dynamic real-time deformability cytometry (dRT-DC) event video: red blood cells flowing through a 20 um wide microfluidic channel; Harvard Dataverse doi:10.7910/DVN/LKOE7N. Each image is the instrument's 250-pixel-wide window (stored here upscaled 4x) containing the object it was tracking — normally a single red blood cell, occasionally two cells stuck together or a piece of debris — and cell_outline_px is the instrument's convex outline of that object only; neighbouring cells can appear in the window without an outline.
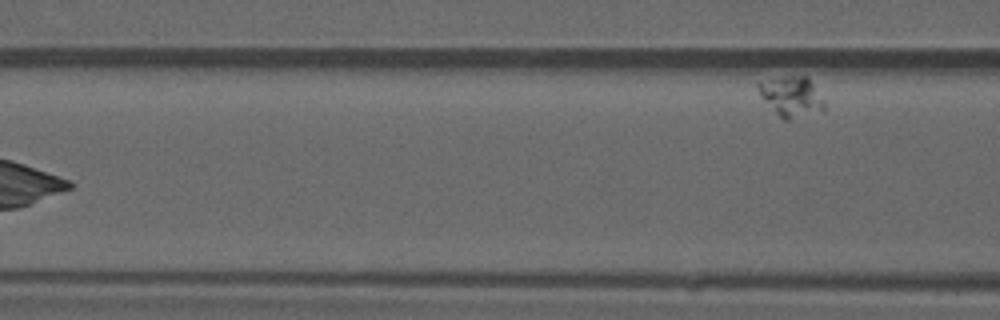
{"species": "common noctule bat (a hibernating species)", "species_latin": "Nyctalus noctula", "temperature_condition": "warm", "stored_images_in_passage": 5, "camera_frame_rate_fps": 3000, "um_per_image_px": 0.085, "animal": {"sex": "male", "forearm_length_mm": 52.5}, "frame": {"image": 1, "passage_image": 5, "time_ms": 1.333, "image_size_px": [1000, 320], "cell_outline_px": [[824, 112], [788, 120], [784, 120], [760, 96], [756, 84], [756, 80], [780, 76], [808, 76], [824, 100]], "centroid_in_image_um": [67.26, 8.18], "position_along_channel_um": 99.3, "area_um2": 15.9}}